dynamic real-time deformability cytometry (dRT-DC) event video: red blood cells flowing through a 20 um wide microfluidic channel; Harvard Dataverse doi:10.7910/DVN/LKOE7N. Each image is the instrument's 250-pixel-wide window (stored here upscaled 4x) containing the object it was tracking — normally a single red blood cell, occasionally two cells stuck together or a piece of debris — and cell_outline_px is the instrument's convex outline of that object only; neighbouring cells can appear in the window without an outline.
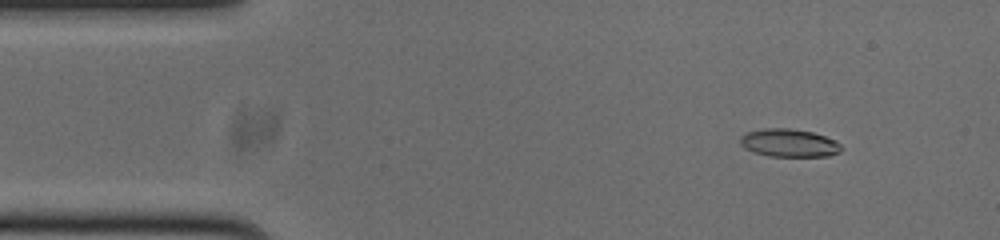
{"species": "common noctule bat (a hibernating species)", "species_latin": "Nyctalus noctula", "temperature_condition": "cold", "stored_images_in_passage": 53, "camera_frame_rate_fps": 3000, "um_per_image_px": 0.085, "animal": {"sex": "male", "body_mass_g": 20.0, "forearm_length_mm": 53.3}, "frame": {"image": 1, "passage_image": 6, "time_ms": 1.667, "image_size_px": [1000, 240], "cell_outline_px": [[844, 148], [840, 152], [828, 156], [768, 156], [752, 152], [744, 148], [740, 144], [740, 136], [748, 132], [764, 128], [792, 128], [812, 132], [836, 140]], "centroid_in_image_um": [67.07, 12.15], "position_along_channel_um": 17.9, "area_um2": 16.65}}
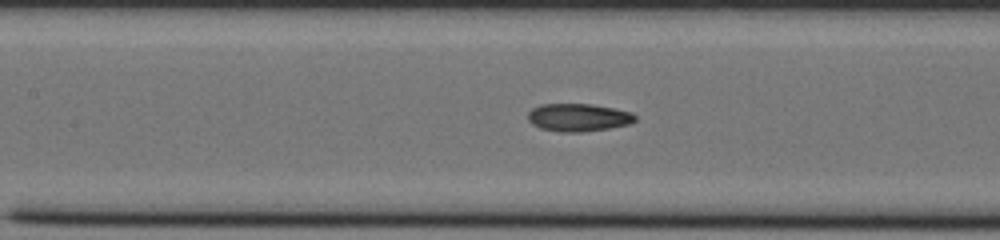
{"frame": {"image": 2, "passage_image": 23, "time_ms": 7.333, "image_size_px": [1000, 240], "cell_outline_px": [[636, 120], [632, 124], [608, 128], [580, 132], [560, 132], [540, 128], [532, 124], [528, 120], [528, 112], [532, 108], [540, 104], [592, 104], [632, 112], [636, 116]], "centroid_in_image_um": [49.16, 9.98], "position_along_channel_um": 158.2, "area_um2": 17.46}}
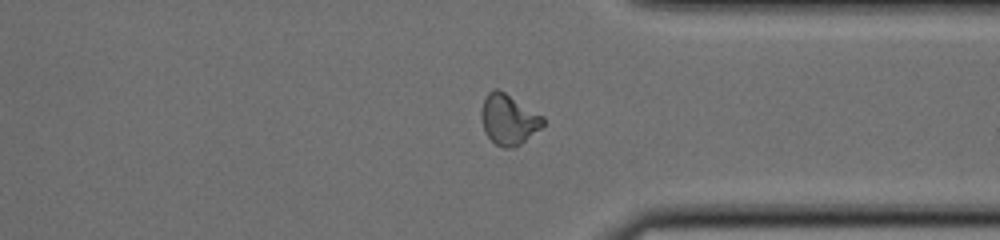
{"frame": {"image": 3, "passage_image": 40, "time_ms": 13.0, "image_size_px": [1000, 240], "cell_outline_px": [[544, 124], [540, 128], [520, 144], [512, 148], [504, 148], [496, 144], [484, 132], [480, 116], [480, 112], [484, 96], [488, 92], [496, 88], [500, 88], [544, 116]], "centroid_in_image_um": [43.2, 10.11], "position_along_channel_um": 368.2, "area_um2": 18.38}, "authors_computed_cell_mechanics": {"area_um2": 17.3978, "velocity_mm_per_s": 3.7779, "shape_relaxation_time_tau1_ms": null, "shape_relaxation_time_tau2_ms": 5.6667, "deformation_change_tau1": null, "deformation_change_tau2": 0.1024}}